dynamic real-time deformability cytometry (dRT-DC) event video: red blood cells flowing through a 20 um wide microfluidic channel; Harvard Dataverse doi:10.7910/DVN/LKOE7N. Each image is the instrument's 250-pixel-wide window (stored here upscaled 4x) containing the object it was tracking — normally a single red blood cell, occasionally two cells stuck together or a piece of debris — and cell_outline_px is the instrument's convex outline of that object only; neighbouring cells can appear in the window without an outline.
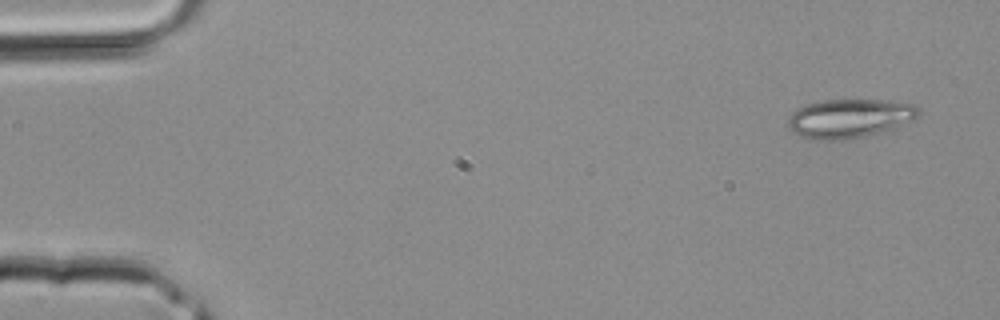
{"species": "common noctule bat (a hibernating species)", "species_latin": "Nyctalus noctula", "temperature_condition": "room temperature", "stored_images_in_passage": 3, "camera_frame_rate_fps": 3000, "um_per_image_px": 0.085, "animal": {"sex": "male", "body_mass_g": 20.4}, "frame": {"image": 1, "passage_image": 1, "time_ms": 0.0, "image_size_px": [1000, 320], "cell_outline_px": [[920, 116], [916, 120], [864, 136], [844, 140], [812, 140], [800, 136], [792, 132], [788, 128], [788, 116], [796, 108], [808, 104], [824, 100], [880, 100], [916, 104], [920, 108]], "centroid_in_image_um": [72.19, 10.06], "position_along_channel_um": 12.8, "area_um2": 29.77}}